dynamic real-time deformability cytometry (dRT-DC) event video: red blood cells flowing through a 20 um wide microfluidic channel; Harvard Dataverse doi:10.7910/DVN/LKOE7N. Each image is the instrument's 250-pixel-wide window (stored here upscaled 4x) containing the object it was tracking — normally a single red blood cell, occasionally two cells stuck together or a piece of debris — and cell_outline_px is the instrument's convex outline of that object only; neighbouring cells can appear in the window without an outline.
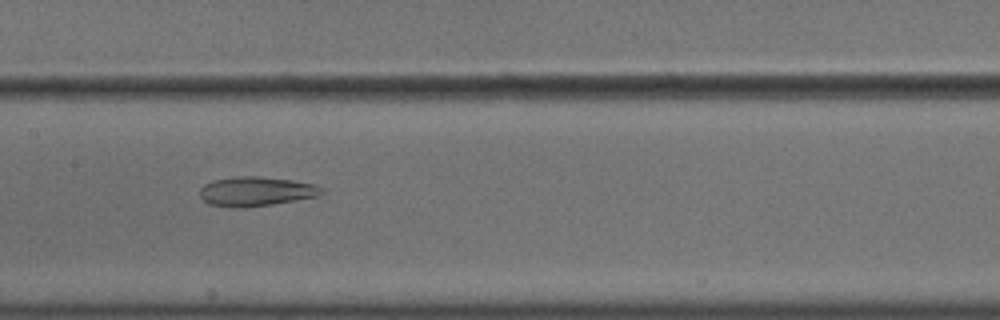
{"species": "common noctule bat (a hibernating species)", "species_latin": "Nyctalus noctula", "temperature_condition": "cold", "stored_images_in_passage": 44, "camera_frame_rate_fps": 3000, "um_per_image_px": 0.085, "animal": {"sex": "male", "body_mass_g": 18.8}, "frame": {"image": 1, "passage_image": 18, "time_ms": 5.667, "image_size_px": [1000, 320], "cell_outline_px": [[324, 192], [320, 196], [272, 204], [236, 208], [228, 208], [208, 204], [200, 196], [200, 188], [204, 184], [212, 180], [240, 176], [256, 176], [292, 180], [316, 184], [324, 188]], "centroid_in_image_um": [21.77, 16.27], "position_along_channel_um": 185.6, "area_um2": 21.04}}
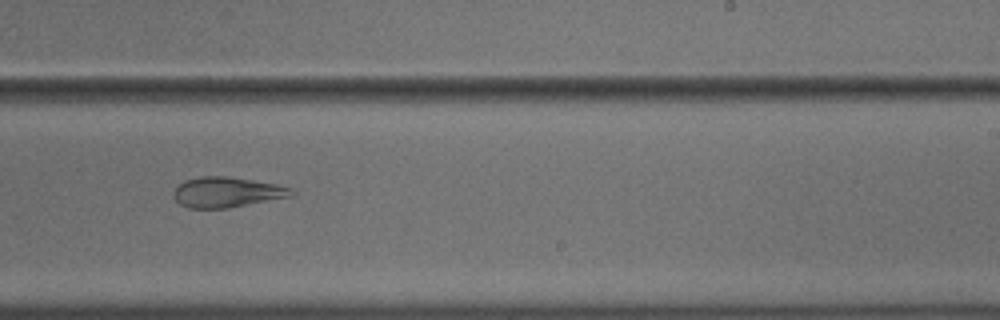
{"frame": {"image": 2, "passage_image": 25, "time_ms": 8.0, "image_size_px": [1000, 320], "cell_outline_px": [[292, 196], [228, 208], [188, 208], [180, 204], [172, 196], [172, 192], [176, 184], [184, 180], [200, 176], [228, 176], [276, 184], [292, 188]], "centroid_in_image_um": [19.21, 16.33], "position_along_channel_um": 269.8, "area_um2": 20.92}}
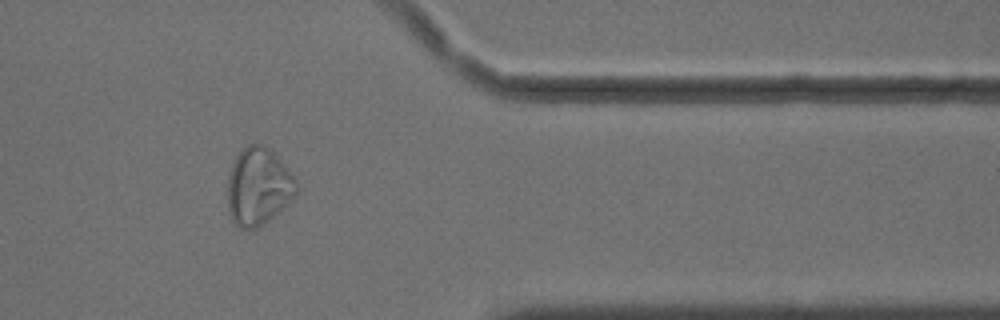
{"frame": {"image": 3, "passage_image": 36, "time_ms": 11.667, "image_size_px": [1000, 320], "cell_outline_px": [[296, 192], [264, 224], [256, 228], [240, 228], [232, 220], [228, 208], [228, 176], [232, 164], [236, 156], [248, 144], [260, 144], [268, 148], [288, 168], [296, 180]], "centroid_in_image_um": [21.92, 15.84], "position_along_channel_um": 389.5, "area_um2": 30.29}}